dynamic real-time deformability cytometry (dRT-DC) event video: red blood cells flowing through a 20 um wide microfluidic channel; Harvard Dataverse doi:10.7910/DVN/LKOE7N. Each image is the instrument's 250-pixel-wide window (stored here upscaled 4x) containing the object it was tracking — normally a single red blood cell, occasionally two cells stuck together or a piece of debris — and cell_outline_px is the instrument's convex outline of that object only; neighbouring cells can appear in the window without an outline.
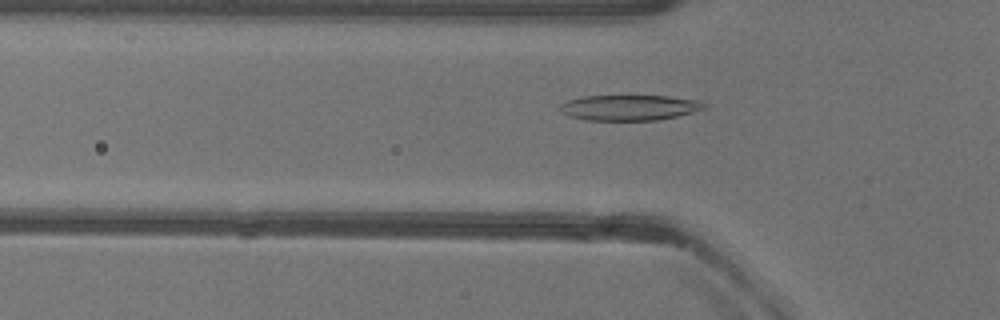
{"species": "common noctule bat (a hibernating species)", "species_latin": "Nyctalus noctula", "temperature_condition": "warm", "stored_images_in_passage": 51, "camera_frame_rate_fps": 3000, "um_per_image_px": 0.085, "animal": {"sex": "female"}, "frame": {"image": 1, "passage_image": 16, "time_ms": 5.0, "image_size_px": [1000, 320], "cell_outline_px": [[708, 108], [676, 116], [656, 120], [584, 120], [568, 116], [556, 108], [560, 104], [568, 100], [584, 96], [668, 96], [700, 100], [708, 104]], "centroid_in_image_um": [53.5, 9.14], "position_along_channel_um": 72.3, "area_um2": 21.62}}
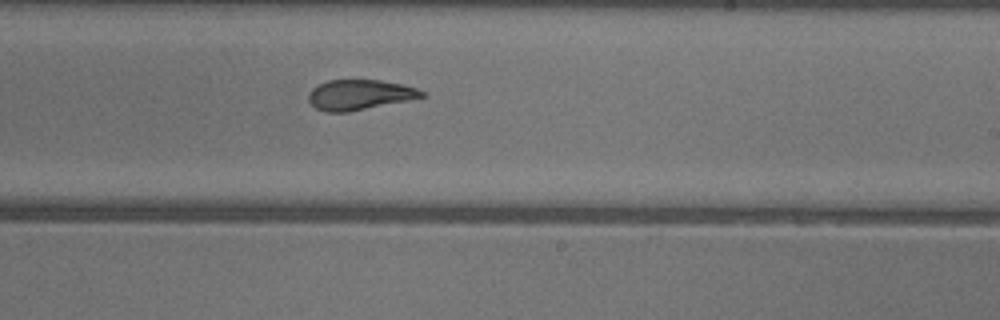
{"frame": {"image": 2, "passage_image": 30, "time_ms": 9.667, "image_size_px": [1000, 320], "cell_outline_px": [[424, 96], [408, 100], [348, 112], [324, 112], [316, 108], [308, 100], [308, 92], [316, 84], [328, 80], [380, 80], [404, 84], [416, 88], [424, 92]], "centroid_in_image_um": [30.51, 8.05], "position_along_channel_um": 258.5, "area_um2": 19.94}}
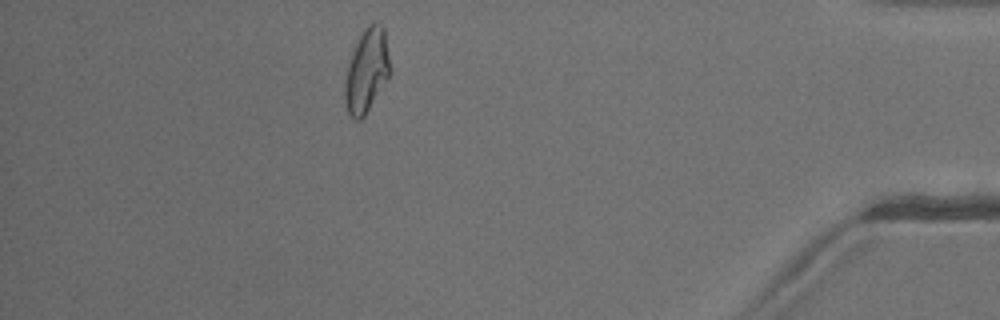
{"frame": {"image": 3, "passage_image": 45, "time_ms": 14.667, "image_size_px": [1000, 320], "cell_outline_px": [[392, 72], [364, 116], [360, 120], [356, 120], [348, 112], [344, 100], [344, 84], [348, 64], [356, 40], [364, 28], [372, 20], [376, 20], [384, 28]], "centroid_in_image_um": [31.18, 5.95], "position_along_channel_um": 404.0, "area_um2": 22.31}, "authors_computed_cell_mechanics": {"area_um2": 21.6172, "velocity_mm_per_s": 3.9748, "shape_relaxation_time_tau1_ms": 5.663, "shape_relaxation_time_tau2_ms": 1.6429, "deformation_change_tau1": 0.209, "deformation_change_tau2": 0.0834}}